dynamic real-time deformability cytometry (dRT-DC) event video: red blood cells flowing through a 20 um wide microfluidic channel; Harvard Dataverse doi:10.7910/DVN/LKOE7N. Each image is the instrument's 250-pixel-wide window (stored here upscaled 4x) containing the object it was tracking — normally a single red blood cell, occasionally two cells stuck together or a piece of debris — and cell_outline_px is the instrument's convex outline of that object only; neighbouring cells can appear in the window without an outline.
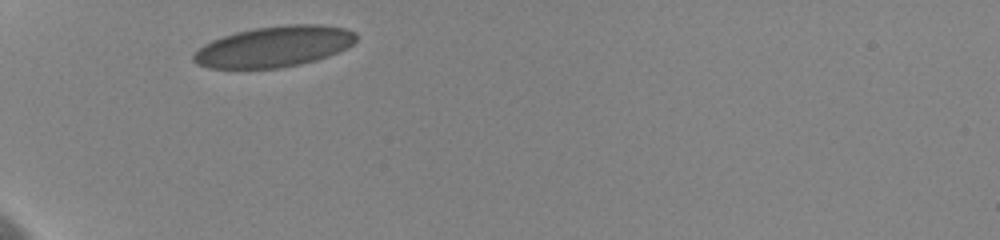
{"species": "human", "species_latin": "Homo sapiens", "temperature_condition": "cold", "stored_images_in_passage": 10, "camera_frame_rate_fps": 3000, "um_per_image_px": 0.085, "donor": {"sex": "female"}, "frame": {"image": 1, "passage_image": 1, "time_ms": 0.0, "image_size_px": [1000, 240], "cell_outline_px": [[356, 40], [348, 48], [328, 56], [316, 60], [300, 64], [280, 68], [208, 68], [196, 64], [192, 60], [192, 56], [204, 44], [212, 40], [236, 32], [256, 28], [288, 24], [320, 24], [348, 28], [356, 32]], "centroid_in_image_um": [23.33, 3.96], "position_along_channel_um": 61.7, "area_um2": 38.78}}